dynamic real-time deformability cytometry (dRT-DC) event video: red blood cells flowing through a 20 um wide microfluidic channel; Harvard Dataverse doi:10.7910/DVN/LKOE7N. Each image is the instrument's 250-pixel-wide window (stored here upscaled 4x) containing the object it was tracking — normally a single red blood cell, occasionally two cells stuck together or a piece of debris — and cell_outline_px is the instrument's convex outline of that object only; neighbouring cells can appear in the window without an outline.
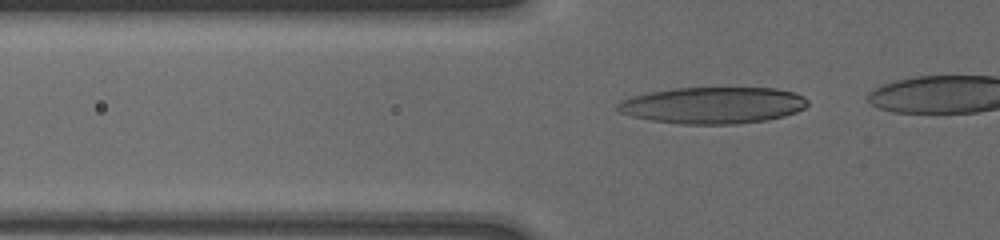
{"species": "human", "species_latin": "Homo sapiens", "temperature_condition": "cold", "stored_images_in_passage": 30, "segment_of_instrument_passage": [1, 2], "camera_frame_rate_fps": 3000, "um_per_image_px": 0.085, "donor": {"sex": "male"}, "frame": {"image": 1, "passage_image": 16, "time_ms": 3.333, "image_size_px": [1000, 240], "cell_outline_px": [[808, 104], [804, 108], [796, 112], [784, 116], [768, 120], [736, 124], [680, 124], [652, 120], [632, 116], [620, 112], [616, 108], [616, 104], [620, 100], [632, 96], [648, 92], [676, 88], [776, 88], [796, 92], [804, 96], [808, 100]], "centroid_in_image_um": [60.62, 8.94], "position_along_channel_um": 65.2, "area_um2": 40.75}}
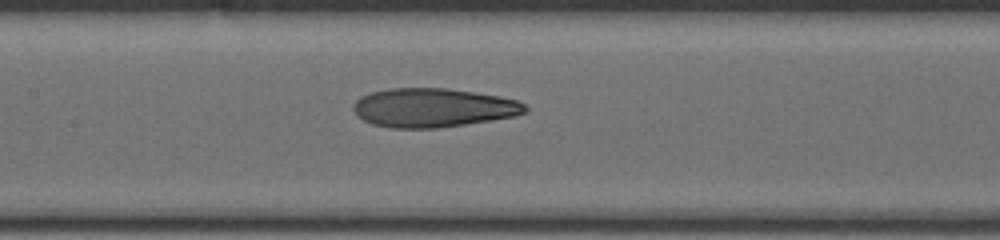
{"frame": {"image": 2, "passage_image": 25, "time_ms": 6.333, "image_size_px": [1000, 240], "cell_outline_px": [[528, 108], [524, 112], [512, 116], [464, 124], [436, 128], [392, 128], [372, 124], [356, 116], [352, 108], [352, 104], [360, 96], [372, 92], [392, 88], [444, 88], [472, 92], [496, 96], [516, 100], [524, 104]], "centroid_in_image_um": [36.72, 9.16], "position_along_channel_um": 170.7, "area_um2": 38.55}}
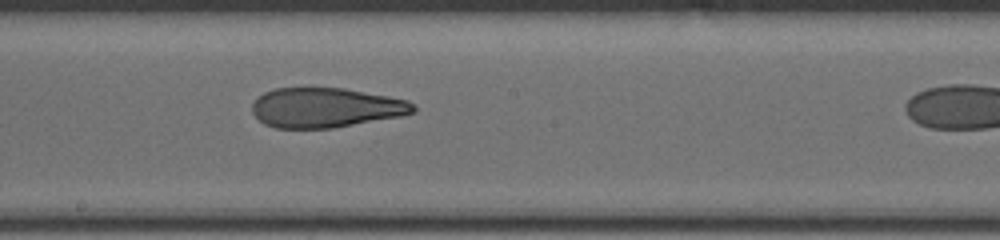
{"frame": {"image": 3, "passage_image": 29, "time_ms": 7.667, "image_size_px": [1000, 240], "cell_outline_px": [[416, 112], [400, 116], [332, 128], [276, 128], [264, 124], [252, 112], [252, 104], [264, 92], [276, 88], [344, 88], [388, 96], [408, 100], [416, 108]], "centroid_in_image_um": [27.69, 9.15], "position_along_channel_um": 220.5, "area_um2": 37.11}}